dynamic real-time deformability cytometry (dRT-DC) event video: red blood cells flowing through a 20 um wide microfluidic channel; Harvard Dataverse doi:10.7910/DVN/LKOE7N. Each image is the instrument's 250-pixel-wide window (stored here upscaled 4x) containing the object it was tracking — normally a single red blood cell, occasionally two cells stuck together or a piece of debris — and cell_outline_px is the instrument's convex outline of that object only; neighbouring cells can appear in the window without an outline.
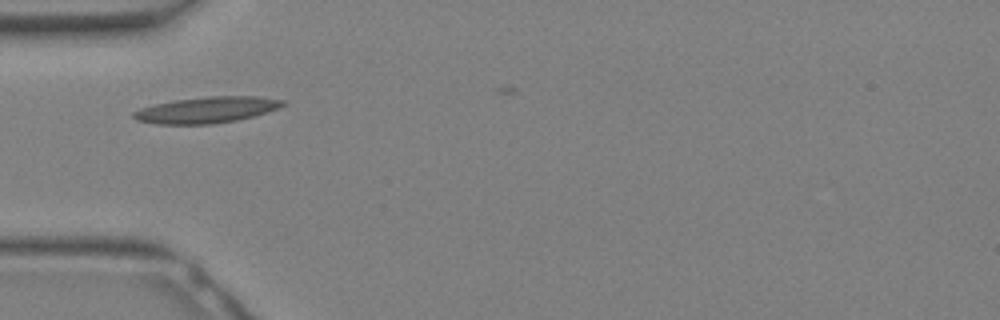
{"species": "Egyptian fruit bat (a non-hibernating species)", "species_latin": "Rousettus aegyptiacus", "temperature_condition": "warm", "stored_images_in_passage": 3, "camera_frame_rate_fps": 3000, "um_per_image_px": 0.085, "animal": {"sex": "female"}, "frame": {"image": 1, "passage_image": 1, "time_ms": 0.0, "image_size_px": [1000, 320], "cell_outline_px": [[288, 104], [280, 108], [252, 116], [236, 120], [212, 124], [156, 124], [136, 120], [132, 116], [132, 112], [140, 108], [156, 104], [176, 100], [208, 96], [256, 96], [284, 100]], "centroid_in_image_um": [17.58, 9.34], "position_along_channel_um": 67.4, "area_um2": 22.72}}